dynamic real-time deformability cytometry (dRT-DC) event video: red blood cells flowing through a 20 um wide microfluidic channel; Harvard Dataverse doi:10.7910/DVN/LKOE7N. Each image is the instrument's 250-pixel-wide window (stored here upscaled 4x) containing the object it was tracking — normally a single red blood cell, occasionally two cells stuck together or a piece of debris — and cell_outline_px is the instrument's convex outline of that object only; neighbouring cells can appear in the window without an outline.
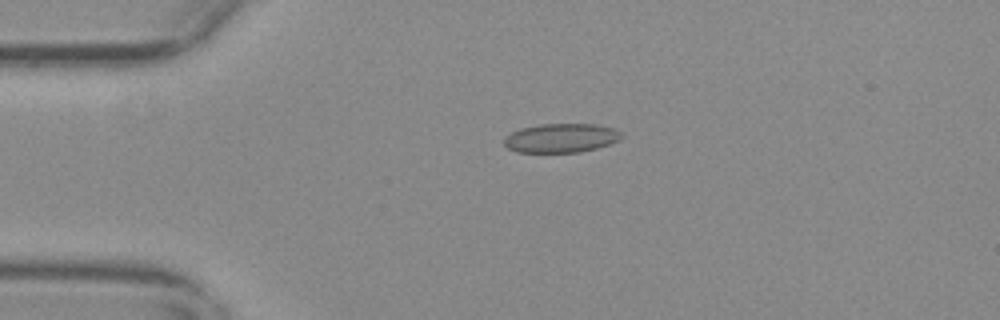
{"species": "common noctule bat (a hibernating species)", "species_latin": "Nyctalus noctula", "temperature_condition": "warm", "stored_images_in_passage": 47, "camera_frame_rate_fps": 3000, "um_per_image_px": 0.085, "animal": {"sex": "female", "body_mass_g": 29.2, "forearm_length_mm": 56.3}, "frame": {"image": 1, "passage_image": 13, "time_ms": 4.0, "image_size_px": [1000, 320], "cell_outline_px": [[624, 136], [620, 140], [596, 148], [580, 152], [516, 152], [508, 148], [504, 144], [504, 136], [520, 128], [540, 124], [596, 124], [616, 128]], "centroid_in_image_um": [47.7, 11.72], "position_along_channel_um": 37.3, "area_um2": 20.0}}
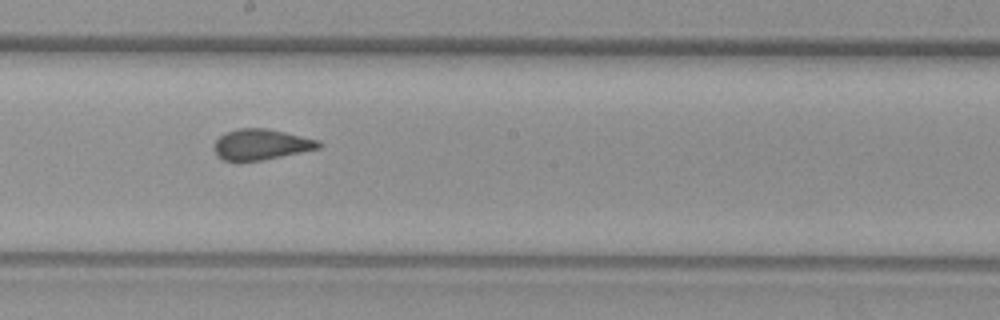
{"frame": {"image": 2, "passage_image": 31, "time_ms": 10.0, "image_size_px": [1000, 320], "cell_outline_px": [[324, 144], [320, 148], [264, 160], [224, 160], [216, 156], [212, 148], [212, 144], [224, 132], [236, 128], [268, 128], [320, 140]], "centroid_in_image_um": [22.18, 12.26], "position_along_channel_um": 226.0, "area_um2": 19.02}}
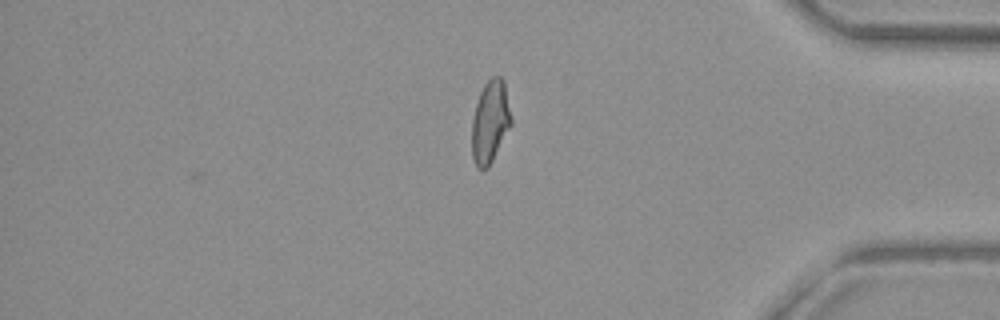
{"frame": {"image": 3, "passage_image": 47, "time_ms": 15.333, "image_size_px": [1000, 320], "cell_outline_px": [[512, 124], [488, 168], [476, 168], [472, 156], [472, 120], [476, 104], [480, 92], [484, 84], [492, 76], [500, 76], [504, 80], [512, 120]], "centroid_in_image_um": [41.67, 10.34], "position_along_channel_um": 393.5, "area_um2": 18.9}, "authors_computed_cell_mechanics": {"area_um2": 19.1896, "velocity_mm_per_s": 3.6993, "shape_relaxation_time_tau1_ms": null, "shape_relaxation_time_tau2_ms": 1.2404, "deformation_change_tau1": null, "deformation_change_tau2": 0.067}}